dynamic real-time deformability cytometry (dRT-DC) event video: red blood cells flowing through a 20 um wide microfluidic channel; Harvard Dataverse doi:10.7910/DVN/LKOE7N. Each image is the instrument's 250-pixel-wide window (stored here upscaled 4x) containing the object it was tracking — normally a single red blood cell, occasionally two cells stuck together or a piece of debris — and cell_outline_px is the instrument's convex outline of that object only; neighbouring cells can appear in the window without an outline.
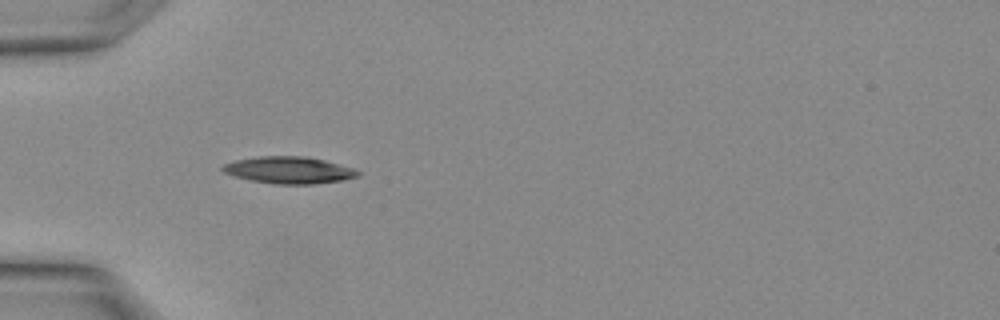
{"species": "Egyptian fruit bat (a non-hibernating species)", "species_latin": "Rousettus aegyptiacus", "temperature_condition": "warm", "stored_images_in_passage": 3, "camera_frame_rate_fps": 3000, "um_per_image_px": 0.085, "animal": {"sex": "female"}, "frame": {"image": 1, "passage_image": 1, "time_ms": 0.0, "image_size_px": [1000, 320], "cell_outline_px": [[360, 176], [344, 180], [312, 184], [272, 184], [252, 180], [236, 176], [224, 172], [220, 168], [224, 164], [236, 160], [260, 156], [304, 156], [324, 160], [352, 168], [360, 172]], "centroid_in_image_um": [24.58, 14.46], "position_along_channel_um": 60.4, "area_um2": 21.04}}
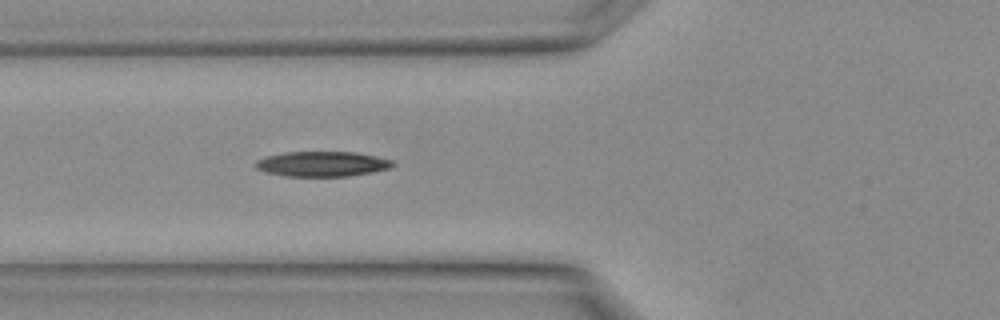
{"frame": {"image": 2, "passage_image": 3, "time_ms": 0.667, "image_size_px": [1000, 320], "cell_outline_px": [[396, 164], [392, 168], [372, 172], [348, 176], [288, 176], [264, 172], [256, 168], [252, 164], [256, 160], [268, 156], [284, 152], [356, 152], [376, 156], [392, 160]], "centroid_in_image_um": [27.39, 13.93], "position_along_channel_um": 98.4, "area_um2": 20.17}}